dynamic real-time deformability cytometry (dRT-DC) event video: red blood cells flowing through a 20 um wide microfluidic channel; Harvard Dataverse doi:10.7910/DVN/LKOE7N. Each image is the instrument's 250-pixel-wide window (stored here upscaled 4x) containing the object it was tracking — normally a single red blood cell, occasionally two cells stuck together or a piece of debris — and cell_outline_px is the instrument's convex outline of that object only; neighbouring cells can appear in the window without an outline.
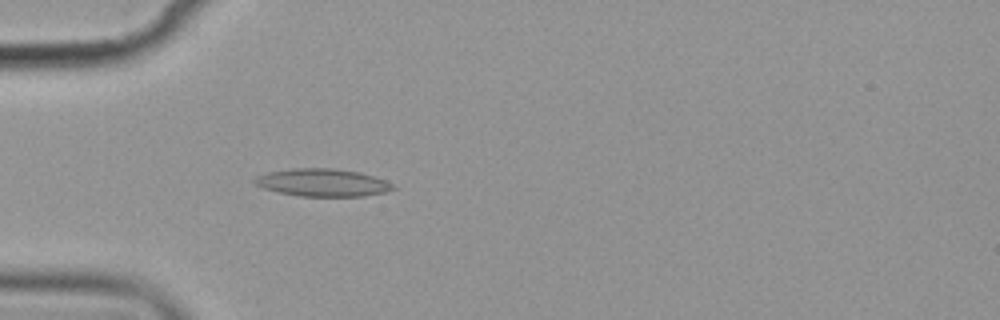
{"species": "common noctule bat (a hibernating species)", "species_latin": "Nyctalus noctula", "temperature_condition": "cold", "stored_images_in_passage": 5, "camera_frame_rate_fps": 3000, "um_per_image_px": 0.085, "animal": {"sex": "female", "body_mass_g": 19.9}, "frame": {"image": 1, "passage_image": 5, "time_ms": 4.667, "image_size_px": [1000, 320], "cell_outline_px": [[396, 188], [388, 192], [364, 196], [300, 196], [280, 192], [264, 188], [256, 184], [252, 180], [256, 176], [268, 172], [292, 168], [332, 168], [360, 172], [384, 180], [392, 184]], "centroid_in_image_um": [27.43, 15.52], "position_along_channel_um": 57.6, "area_um2": 22.2}}